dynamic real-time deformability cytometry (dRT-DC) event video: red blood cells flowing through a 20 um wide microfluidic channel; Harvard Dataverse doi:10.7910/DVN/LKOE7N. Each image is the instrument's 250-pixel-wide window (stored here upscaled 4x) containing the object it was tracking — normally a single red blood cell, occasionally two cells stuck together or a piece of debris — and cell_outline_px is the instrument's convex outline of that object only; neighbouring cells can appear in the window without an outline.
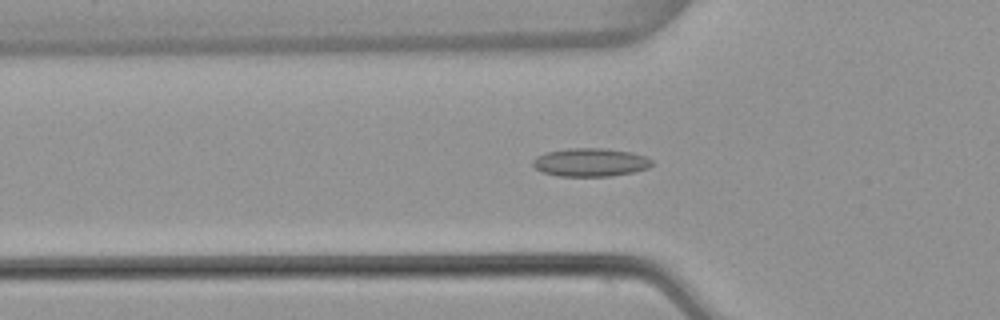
{"species": "common noctule bat (a hibernating species)", "species_latin": "Nyctalus noctula", "temperature_condition": "warm", "stored_images_in_passage": 52, "camera_frame_rate_fps": 3000, "um_per_image_px": 0.085, "animal": {"sex": "female", "body_mass_g": 22.7, "forearm_length_mm": 54.2}, "frame": {"image": 1, "passage_image": 17, "time_ms": 5.333, "image_size_px": [1000, 320], "cell_outline_px": [[652, 164], [648, 168], [632, 172], [612, 176], [560, 176], [544, 172], [536, 168], [532, 164], [532, 160], [536, 156], [544, 152], [568, 148], [604, 148], [632, 152], [644, 156], [652, 160]], "centroid_in_image_um": [50.17, 13.79], "position_along_channel_um": 75.6, "area_um2": 19.65}}
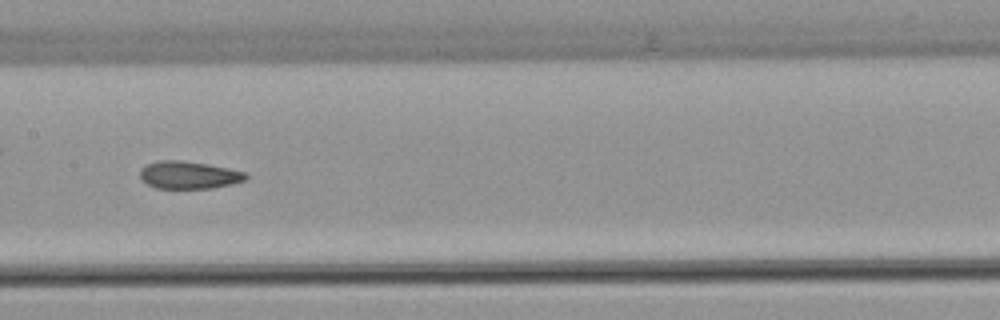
{"frame": {"image": 2, "passage_image": 26, "time_ms": 8.333, "image_size_px": [1000, 320], "cell_outline_px": [[248, 180], [232, 184], [212, 188], [156, 188], [148, 184], [140, 176], [140, 168], [148, 164], [160, 160], [180, 160], [208, 164], [228, 168], [244, 172], [248, 176]], "centroid_in_image_um": [16.08, 14.87], "position_along_channel_um": 191.3, "area_um2": 16.94}}
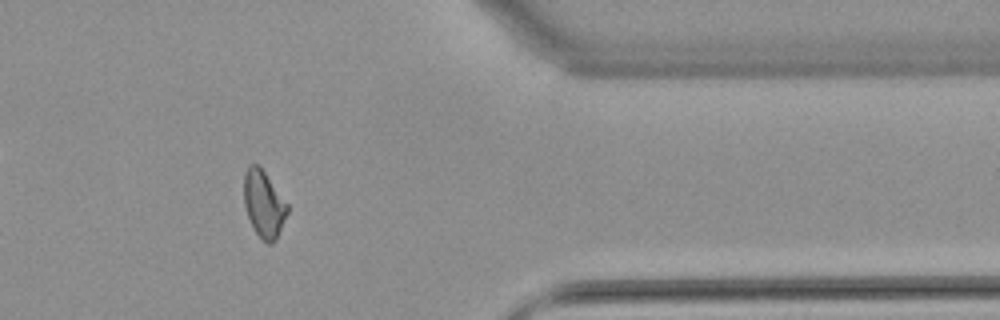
{"frame": {"image": 3, "passage_image": 43, "time_ms": 14.0, "image_size_px": [1000, 320], "cell_outline_px": [[288, 212], [276, 240], [272, 244], [268, 244], [260, 240], [248, 216], [244, 204], [244, 172], [248, 164], [260, 164], [288, 204]], "centroid_in_image_um": [22.42, 17.32], "position_along_channel_um": 389.0, "area_um2": 17.17}, "authors_computed_cell_mechanics": {"area_um2": 17.6001, "velocity_mm_per_s": 3.8371, "shape_relaxation_time_tau1_ms": null, "shape_relaxation_time_tau2_ms": 2.2757, "deformation_change_tau1": null, "deformation_change_tau2": 0.0932}}